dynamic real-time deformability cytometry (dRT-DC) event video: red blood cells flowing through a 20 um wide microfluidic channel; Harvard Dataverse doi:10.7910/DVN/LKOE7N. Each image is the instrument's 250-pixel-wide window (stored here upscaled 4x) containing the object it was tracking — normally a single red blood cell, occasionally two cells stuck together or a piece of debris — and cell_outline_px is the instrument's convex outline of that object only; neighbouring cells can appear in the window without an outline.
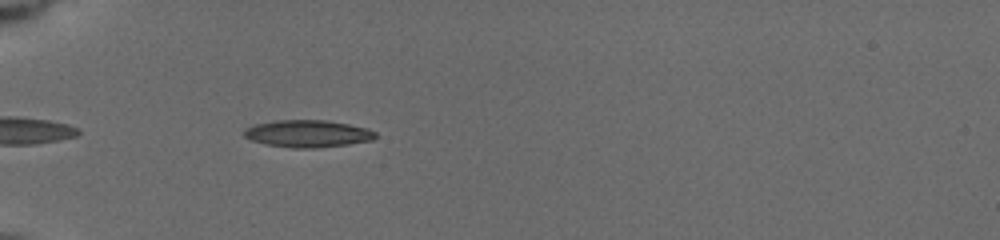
{"species": "common noctule bat (a hibernating species)", "species_latin": "Nyctalus noctula", "temperature_condition": "cold", "stored_images_in_passage": 8, "camera_frame_rate_fps": 3000, "um_per_image_px": 0.085, "animal": {"sex": "female", "body_mass_g": 19.5, "forearm_length_mm": 54.1}, "frame": {"image": 1, "passage_image": 6, "time_ms": 4.333, "image_size_px": [1000, 240], "cell_outline_px": [[376, 136], [372, 140], [348, 144], [316, 148], [292, 148], [268, 144], [252, 140], [244, 136], [244, 128], [256, 124], [276, 120], [324, 120], [348, 124], [368, 128], [376, 132]], "centroid_in_image_um": [26.16, 11.35], "position_along_channel_um": 58.8, "area_um2": 20.69}}
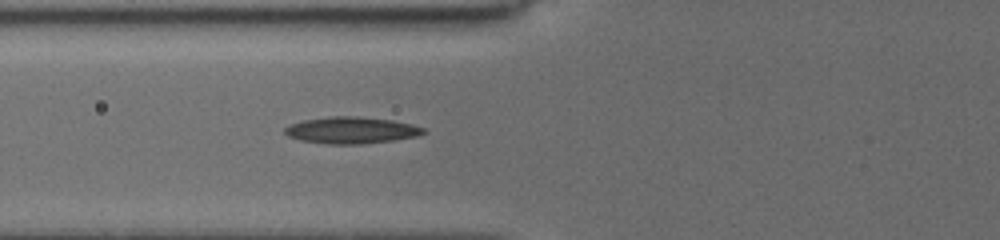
{"frame": {"image": 2, "passage_image": 8, "time_ms": 5.667, "image_size_px": [1000, 240], "cell_outline_px": [[428, 132], [416, 136], [392, 140], [360, 144], [328, 144], [300, 140], [288, 136], [284, 132], [284, 128], [292, 124], [304, 120], [332, 116], [356, 116], [392, 120], [412, 124], [424, 128]], "centroid_in_image_um": [29.87, 11.07], "position_along_channel_um": 95.9, "area_um2": 21.39}}